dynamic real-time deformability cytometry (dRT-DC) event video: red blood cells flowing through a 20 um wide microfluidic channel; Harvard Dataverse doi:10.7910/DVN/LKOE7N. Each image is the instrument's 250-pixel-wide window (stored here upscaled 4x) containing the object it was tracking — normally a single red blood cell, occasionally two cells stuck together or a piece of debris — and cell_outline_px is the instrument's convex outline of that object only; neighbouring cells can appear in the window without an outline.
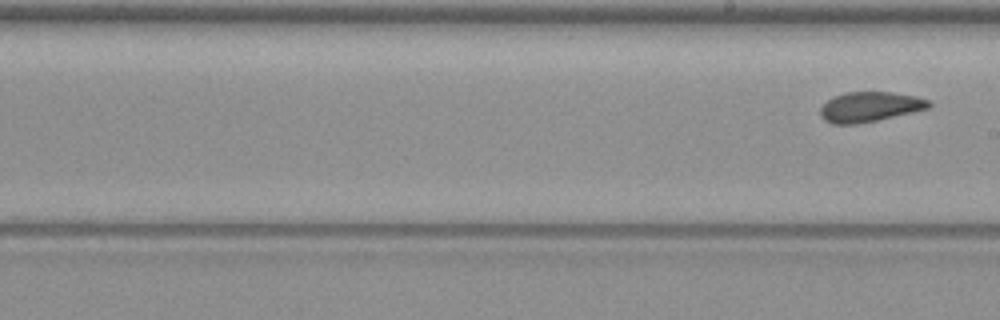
{"species": "common noctule bat (a hibernating species)", "species_latin": "Nyctalus noctula", "temperature_condition": "warm", "stored_images_in_passage": 10, "segment_of_instrument_passage": [2, 2], "camera_frame_rate_fps": 3000, "um_per_image_px": 0.085, "animal": {"sex": "female", "body_mass_g": 19.3, "forearm_length_mm": 54.1}, "frame": {"image": 1, "passage_image": 10, "time_ms": 12.0, "image_size_px": [1000, 320], "cell_outline_px": [[932, 108], [876, 120], [856, 124], [832, 124], [824, 120], [820, 116], [820, 108], [832, 96], [844, 92], [888, 92], [916, 96], [932, 100]], "centroid_in_image_um": [73.95, 9.07], "position_along_channel_um": 215.0, "area_um2": 19.13}}